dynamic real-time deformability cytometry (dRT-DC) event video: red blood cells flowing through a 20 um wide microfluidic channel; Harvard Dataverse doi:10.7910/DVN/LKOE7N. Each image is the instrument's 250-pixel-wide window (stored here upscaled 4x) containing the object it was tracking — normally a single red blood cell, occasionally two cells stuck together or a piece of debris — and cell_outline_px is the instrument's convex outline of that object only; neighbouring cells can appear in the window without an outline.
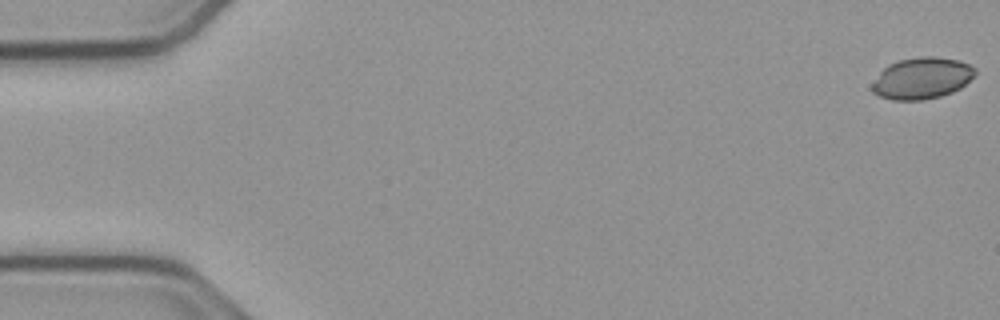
{"species": "common noctule bat (a hibernating species)", "species_latin": "Nyctalus noctula", "temperature_condition": "cold", "stored_images_in_passage": 50, "camera_frame_rate_fps": 3000, "um_per_image_px": 0.085, "animal": {"sex": "male", "body_mass_g": 23.1, "forearm_length_mm": 52.7}, "frame": {"image": 1, "passage_image": 1, "time_ms": 0.0, "image_size_px": [1000, 320], "cell_outline_px": [[976, 72], [960, 88], [952, 92], [940, 96], [924, 100], [892, 100], [880, 96], [872, 92], [872, 84], [880, 72], [888, 64], [900, 60], [920, 56], [936, 56], [956, 60], [968, 64], [976, 68]], "centroid_in_image_um": [78.34, 6.65], "position_along_channel_um": 6.7, "area_um2": 24.74}}
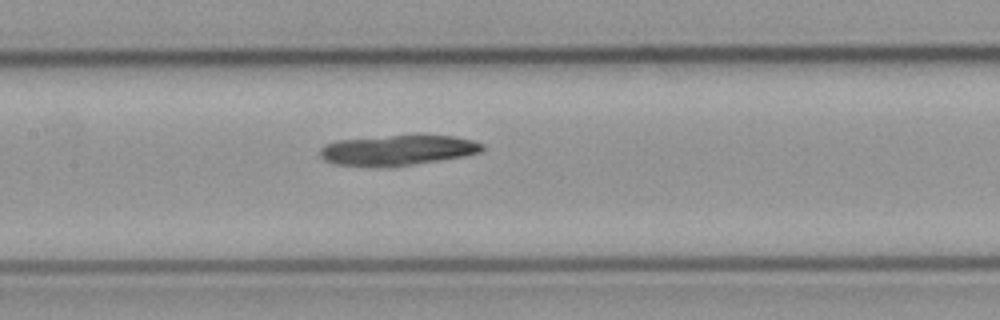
{"frame": {"image": 2, "passage_image": 26, "time_ms": 8.333, "image_size_px": [1000, 320], "cell_outline_px": [[484, 148], [480, 152], [464, 156], [412, 164], [384, 168], [368, 168], [332, 164], [324, 160], [320, 156], [320, 148], [324, 144], [336, 140], [416, 132], [420, 132], [452, 136], [472, 140], [484, 144]], "centroid_in_image_um": [33.75, 12.74], "position_along_channel_um": 173.7, "area_um2": 30.17}}
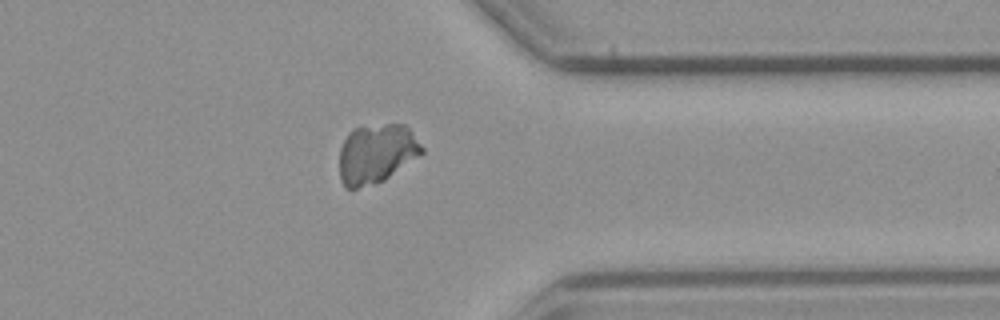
{"frame": {"image": 3, "passage_image": 43, "time_ms": 14.0, "image_size_px": [1000, 320], "cell_outline_px": [[424, 152], [384, 180], [356, 188], [344, 188], [340, 180], [340, 148], [348, 132], [356, 128], [388, 124], [404, 124], [412, 132], [424, 148]], "centroid_in_image_um": [31.99, 13.06], "position_along_channel_um": 379.4, "area_um2": 28.21}}